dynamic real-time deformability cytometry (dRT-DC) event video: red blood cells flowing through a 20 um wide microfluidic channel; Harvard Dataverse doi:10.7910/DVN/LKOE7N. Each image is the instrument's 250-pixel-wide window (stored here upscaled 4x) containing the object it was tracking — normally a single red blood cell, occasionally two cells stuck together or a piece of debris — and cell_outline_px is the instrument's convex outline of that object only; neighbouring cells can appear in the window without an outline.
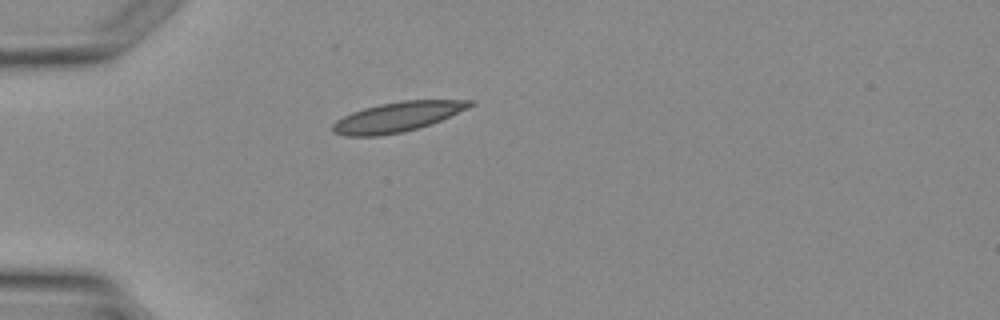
{"species": "Egyptian fruit bat (a non-hibernating species)", "species_latin": "Rousettus aegyptiacus", "temperature_condition": "warm", "stored_images_in_passage": 1, "camera_frame_rate_fps": 3000, "um_per_image_px": 0.085, "animal": {"sex": "female"}, "frame": {"image": 1, "passage_image": 1, "time_ms": 0.0, "image_size_px": [1000, 320], "cell_outline_px": [[476, 104], [468, 108], [432, 124], [400, 132], [380, 136], [344, 136], [332, 132], [332, 124], [336, 120], [352, 112], [364, 108], [380, 104], [404, 100], [476, 100]], "centroid_in_image_um": [33.78, 9.93], "position_along_channel_um": 51.2, "area_um2": 23.81}}